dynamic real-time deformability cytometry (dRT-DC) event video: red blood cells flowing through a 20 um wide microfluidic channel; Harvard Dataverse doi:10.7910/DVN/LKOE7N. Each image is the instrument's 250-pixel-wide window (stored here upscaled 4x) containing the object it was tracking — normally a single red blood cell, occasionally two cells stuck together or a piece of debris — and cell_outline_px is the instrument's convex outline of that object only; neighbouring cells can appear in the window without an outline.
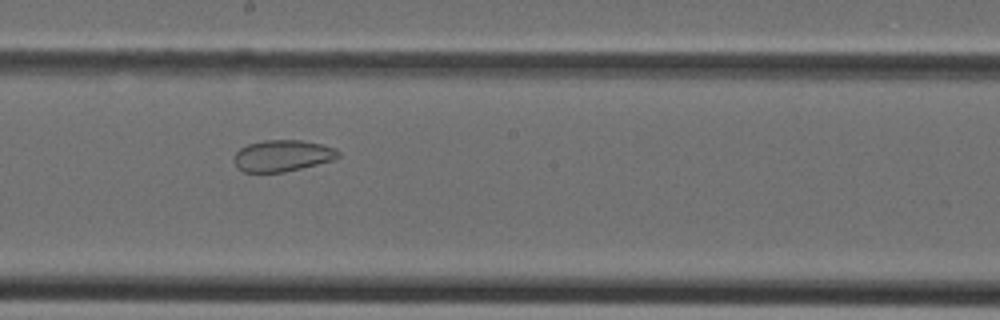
{"species": "Egyptian fruit bat (a non-hibernating species)", "species_latin": "Rousettus aegyptiacus", "temperature_condition": "cold", "stored_images_in_passage": 39, "camera_frame_rate_fps": 3000, "um_per_image_px": 0.085, "animal": {"sex": "female"}, "frame": {"image": 1, "passage_image": 22, "time_ms": 7.0, "image_size_px": [1000, 320], "cell_outline_px": [[340, 156], [336, 160], [284, 172], [244, 172], [236, 168], [232, 160], [236, 152], [240, 148], [248, 144], [264, 140], [300, 140], [320, 144], [336, 148], [340, 152]], "centroid_in_image_um": [24.0, 13.24], "position_along_channel_um": 224.2, "area_um2": 19.36}}
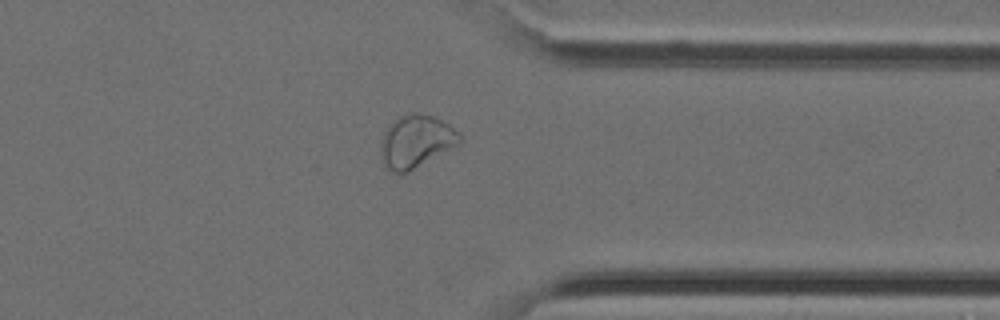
{"frame": {"image": 2, "passage_image": 31, "time_ms": 10.0, "image_size_px": [1000, 320], "cell_outline_px": [[464, 140], [460, 144], [408, 172], [388, 172], [384, 168], [380, 152], [380, 148], [384, 132], [388, 124], [392, 120], [400, 116], [412, 112], [416, 112], [432, 116], [448, 124]], "centroid_in_image_um": [35.32, 12.03], "position_along_channel_um": 376.1, "area_um2": 24.33}}
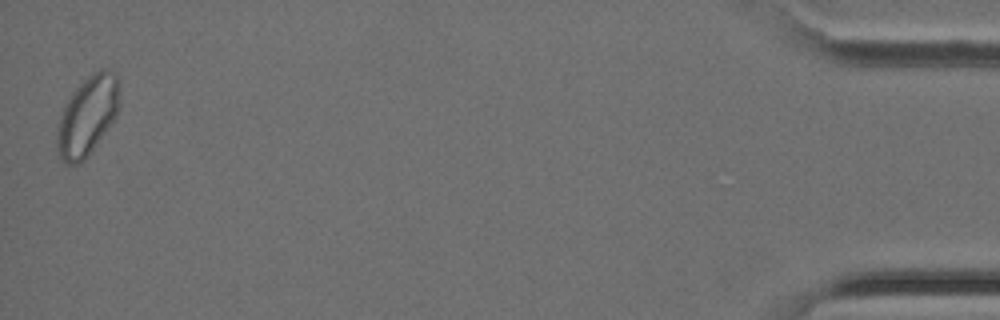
{"frame": {"image": 3, "passage_image": 39, "time_ms": 12.667, "image_size_px": [1000, 320], "cell_outline_px": [[120, 100], [116, 112], [112, 120], [88, 156], [80, 164], [64, 164], [56, 148], [56, 132], [60, 116], [72, 92], [88, 76], [100, 68], [104, 68], [116, 72], [120, 84]], "centroid_in_image_um": [7.43, 9.83], "position_along_channel_um": 427.8, "area_um2": 28.73}}